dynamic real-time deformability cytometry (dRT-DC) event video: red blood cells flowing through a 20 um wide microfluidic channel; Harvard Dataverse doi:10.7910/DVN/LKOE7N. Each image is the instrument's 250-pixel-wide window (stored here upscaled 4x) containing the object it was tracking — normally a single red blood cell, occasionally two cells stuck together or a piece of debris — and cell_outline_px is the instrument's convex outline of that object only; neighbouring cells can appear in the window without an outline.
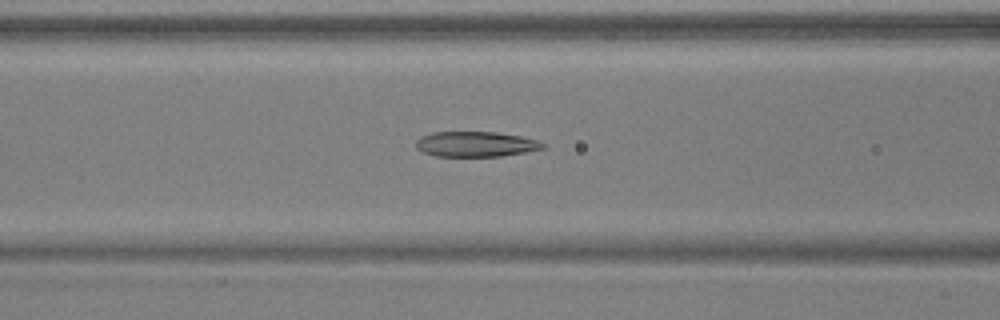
{"species": "common noctule bat (a hibernating species)", "species_latin": "Nyctalus noctula", "temperature_condition": "warm", "stored_images_in_passage": 52, "camera_frame_rate_fps": 3000, "um_per_image_px": 0.085, "animal": {"sex": "male", "body_mass_g": 17.9, "forearm_length_mm": 54.2}, "frame": {"image": 1, "passage_image": 22, "time_ms": 7.0, "image_size_px": [1000, 320], "cell_outline_px": [[544, 148], [524, 152], [500, 156], [436, 156], [424, 152], [416, 148], [416, 140], [420, 136], [432, 132], [496, 132], [520, 136], [536, 140], [544, 144]], "centroid_in_image_um": [40.39, 12.24], "position_along_channel_um": 126.2, "area_um2": 18.5}}
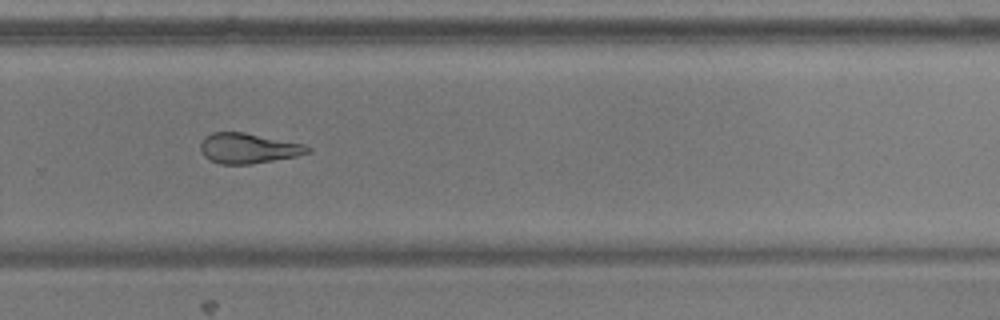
{"frame": {"image": 2, "passage_image": 36, "time_ms": 11.667, "image_size_px": [1000, 320], "cell_outline_px": [[312, 152], [296, 156], [252, 164], [220, 164], [208, 160], [204, 156], [200, 148], [200, 144], [204, 136], [212, 132], [244, 132], [304, 144], [312, 148]], "centroid_in_image_um": [21.09, 12.6], "position_along_channel_um": 308.7, "area_um2": 19.02}}
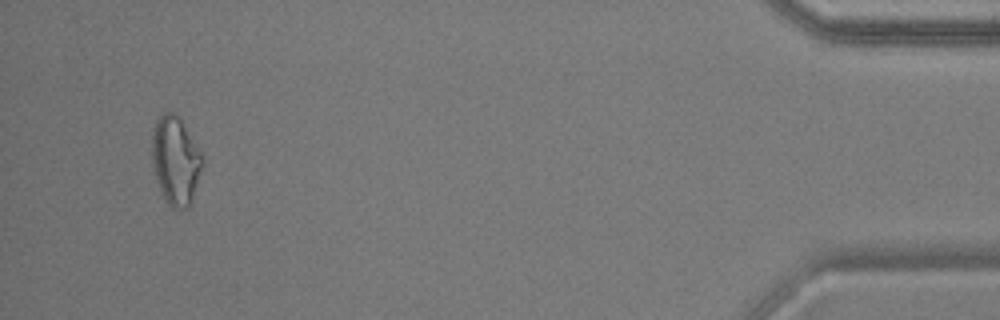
{"frame": {"image": 3, "passage_image": 50, "time_ms": 16.333, "image_size_px": [1000, 320], "cell_outline_px": [[200, 168], [196, 184], [188, 208], [172, 208], [168, 204], [156, 180], [152, 164], [152, 128], [156, 120], [164, 112], [172, 112], [180, 120], [200, 152]], "centroid_in_image_um": [14.85, 13.63], "position_along_channel_um": 420.4, "area_um2": 24.91}, "authors_computed_cell_mechanics": {"area_um2": 20.4612, "velocity_mm_per_s": 3.9209, "shape_relaxation_time_tau1_ms": null, "shape_relaxation_time_tau2_ms": 2.3189, "deformation_change_tau1": null, "deformation_change_tau2": 0.1154}}